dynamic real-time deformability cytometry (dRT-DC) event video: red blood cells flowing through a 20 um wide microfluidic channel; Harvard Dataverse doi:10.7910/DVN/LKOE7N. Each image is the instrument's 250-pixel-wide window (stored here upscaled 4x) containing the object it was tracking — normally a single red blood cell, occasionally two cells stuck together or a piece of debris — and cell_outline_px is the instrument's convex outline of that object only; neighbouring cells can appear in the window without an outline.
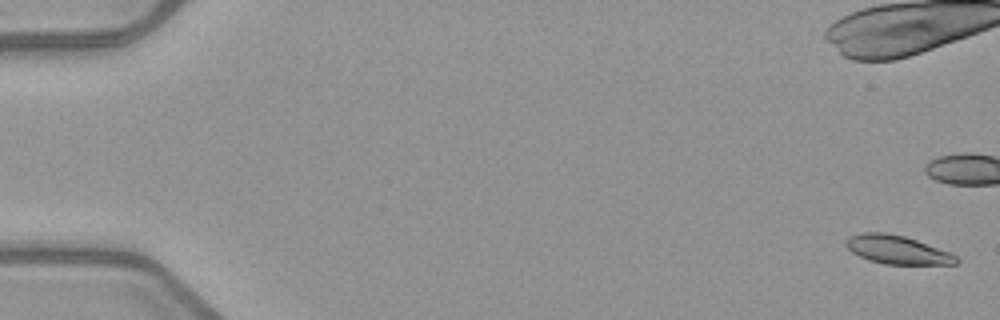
{"species": "common noctule bat (a hibernating species)", "species_latin": "Nyctalus noctula", "temperature_condition": "warm", "stored_images_in_passage": 7, "camera_frame_rate_fps": 3000, "um_per_image_px": 0.085, "animal": {"sex": "female", "body_mass_g": 21.9}, "frame": {"image": 1, "passage_image": 1, "time_ms": 0.0, "image_size_px": [1000, 320], "cell_outline_px": [[960, 260], [956, 264], [884, 264], [868, 260], [852, 252], [844, 244], [848, 236], [860, 232], [884, 232], [904, 236], [952, 252]], "centroid_in_image_um": [76.26, 21.22], "position_along_channel_um": 8.7, "area_um2": 18.44}}